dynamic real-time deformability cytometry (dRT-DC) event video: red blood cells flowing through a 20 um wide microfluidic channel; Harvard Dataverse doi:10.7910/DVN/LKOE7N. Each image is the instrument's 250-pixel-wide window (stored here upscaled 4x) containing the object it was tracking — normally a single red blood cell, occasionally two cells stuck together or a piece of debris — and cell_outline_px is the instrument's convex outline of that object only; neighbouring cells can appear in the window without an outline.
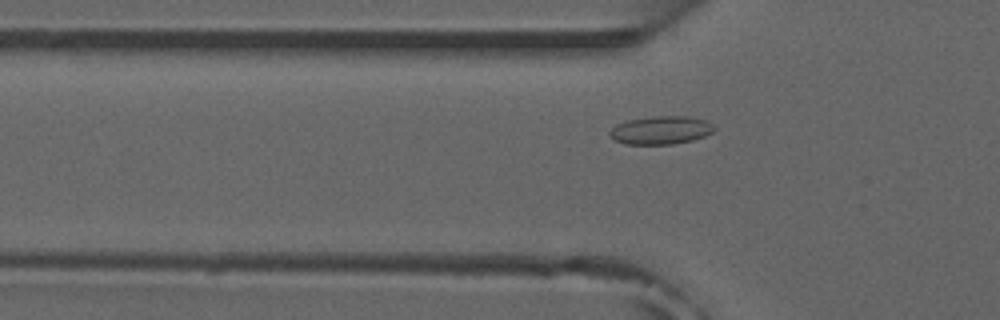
{"species": "common noctule bat (a hibernating species)", "species_latin": "Nyctalus noctula", "temperature_condition": "room temperature", "stored_images_in_passage": 51, "camera_frame_rate_fps": 3000, "um_per_image_px": 0.085, "animal": {"sex": "male", "forearm_length_mm": 52.5}, "frame": {"image": 1, "passage_image": 15, "time_ms": 4.667, "image_size_px": [1000, 320], "cell_outline_px": [[716, 128], [712, 132], [704, 136], [692, 140], [672, 144], [624, 144], [616, 140], [608, 132], [616, 124], [628, 120], [652, 116], [688, 116], [708, 120]], "centroid_in_image_um": [56.2, 11.05], "position_along_channel_um": 69.6, "area_um2": 17.17}, "authors_computed_cell_mechanics": {"area_um2": 15.317, "velocity_mm_per_s": 3.8734, "shape_relaxation_time_tau1_ms": null, "shape_relaxation_time_tau2_ms": 1.3331, "deformation_change_tau1": null, "deformation_change_tau2": 0.0503}}